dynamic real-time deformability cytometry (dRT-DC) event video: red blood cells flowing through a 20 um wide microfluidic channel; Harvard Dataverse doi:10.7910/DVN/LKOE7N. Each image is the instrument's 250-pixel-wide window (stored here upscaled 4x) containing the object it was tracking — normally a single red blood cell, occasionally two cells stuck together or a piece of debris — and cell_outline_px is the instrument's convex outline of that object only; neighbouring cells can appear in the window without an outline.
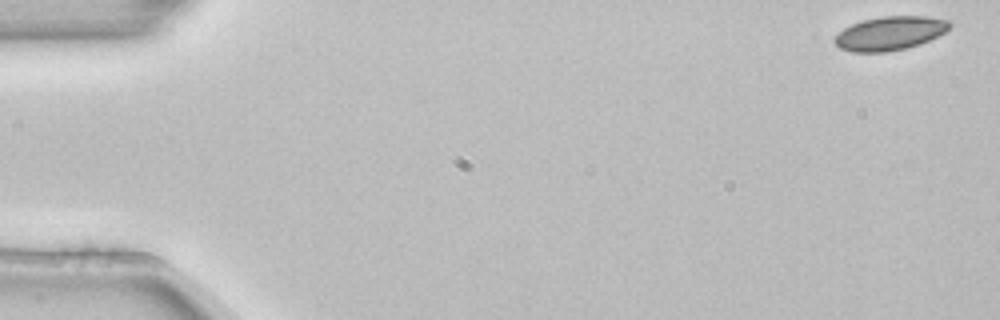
{"species": "common noctule bat (a hibernating species)", "species_latin": "Nyctalus noctula", "temperature_condition": "room temperature", "stored_images_in_passage": 5, "camera_frame_rate_fps": 3000, "um_per_image_px": 0.085, "animal": {"sex": "female", "body_mass_g": 22.7, "forearm_length_mm": 54.2}, "frame": {"image": 1, "passage_image": 1, "time_ms": 0.0, "image_size_px": [1000, 320], "cell_outline_px": [[952, 24], [944, 32], [920, 44], [888, 52], [852, 52], [840, 48], [832, 40], [844, 28], [852, 24], [864, 20], [880, 16], [924, 16], [948, 20]], "centroid_in_image_um": [75.62, 2.83], "position_along_channel_um": 9.4, "area_um2": 22.43}}
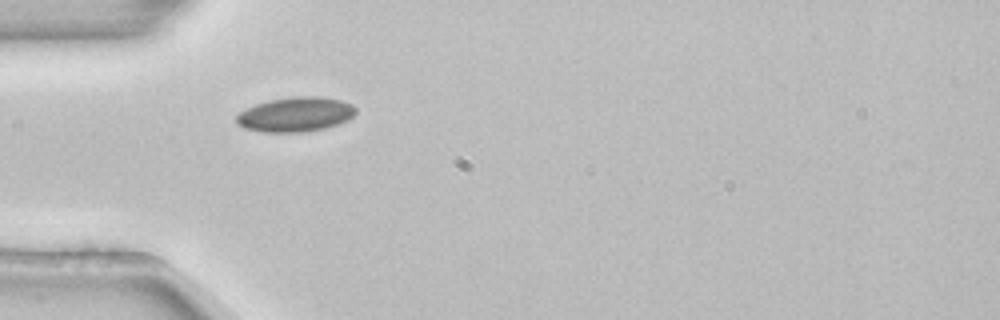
{"frame": {"image": 2, "passage_image": 5, "time_ms": 1.333, "image_size_px": [1000, 320], "cell_outline_px": [[356, 112], [348, 120], [324, 128], [304, 132], [264, 132], [244, 128], [236, 124], [236, 116], [240, 112], [256, 104], [268, 100], [292, 96], [320, 96], [340, 100], [352, 104], [356, 108]], "centroid_in_image_um": [25.11, 9.72], "position_along_channel_um": 59.9, "area_um2": 24.1}}